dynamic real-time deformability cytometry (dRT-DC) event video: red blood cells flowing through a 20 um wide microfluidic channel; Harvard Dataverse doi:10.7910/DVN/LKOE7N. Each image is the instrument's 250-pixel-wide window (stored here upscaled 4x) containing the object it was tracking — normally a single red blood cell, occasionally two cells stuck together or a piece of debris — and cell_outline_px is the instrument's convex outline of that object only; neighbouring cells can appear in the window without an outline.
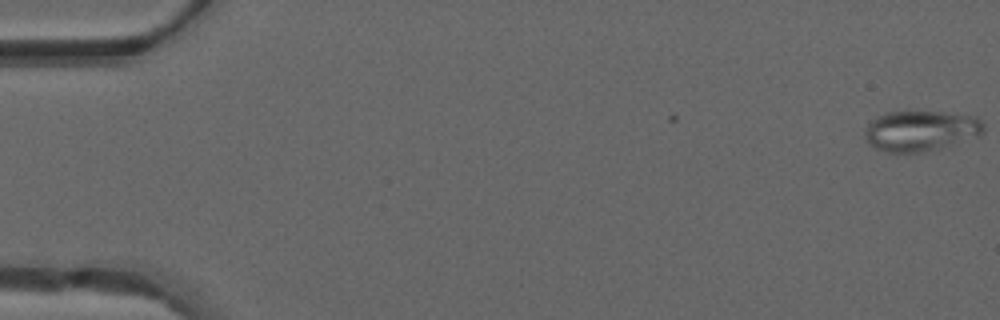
{"species": "common noctule bat (a hibernating species)", "species_latin": "Nyctalus noctula", "temperature_condition": "warm", "stored_images_in_passage": 4, "camera_frame_rate_fps": 3000, "um_per_image_px": 0.085, "animal": {"sex": "male", "forearm_length_mm": 52.5}, "frame": {"image": 1, "passage_image": 1, "time_ms": 0.0, "image_size_px": [1000, 320], "cell_outline_px": [[984, 132], [980, 136], [940, 148], [920, 152], [884, 152], [868, 144], [864, 136], [864, 132], [868, 124], [876, 116], [884, 112], [940, 112], [976, 116], [984, 124]], "centroid_in_image_um": [78.25, 11.12], "position_along_channel_um": 6.7, "area_um2": 28.15}}